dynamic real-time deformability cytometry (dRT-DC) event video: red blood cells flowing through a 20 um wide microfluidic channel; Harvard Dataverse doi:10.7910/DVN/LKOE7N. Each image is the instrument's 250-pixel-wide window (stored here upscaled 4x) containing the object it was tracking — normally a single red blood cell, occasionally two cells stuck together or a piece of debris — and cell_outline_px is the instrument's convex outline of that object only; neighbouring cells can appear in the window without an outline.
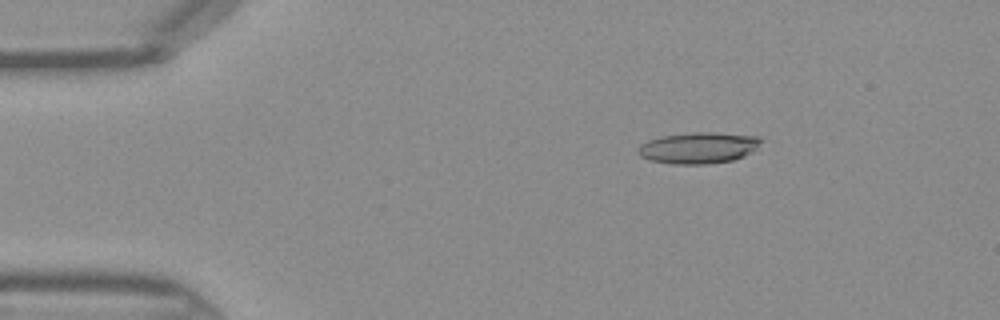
{"species": "Egyptian fruit bat (a non-hibernating species)", "species_latin": "Rousettus aegyptiacus", "temperature_condition": "warm", "stored_images_in_passage": 39, "camera_frame_rate_fps": 3000, "um_per_image_px": 0.085, "frame": {"image": 1, "passage_image": 1, "time_ms": 0.0, "image_size_px": [1000, 320], "cell_outline_px": [[764, 140], [752, 152], [744, 156], [732, 160], [708, 164], [672, 164], [648, 160], [640, 156], [636, 152], [636, 148], [640, 144], [648, 140], [660, 136], [692, 132], [716, 132], [756, 136]], "centroid_in_image_um": [59.33, 12.56], "position_along_channel_um": 25.7, "area_um2": 22.72}}
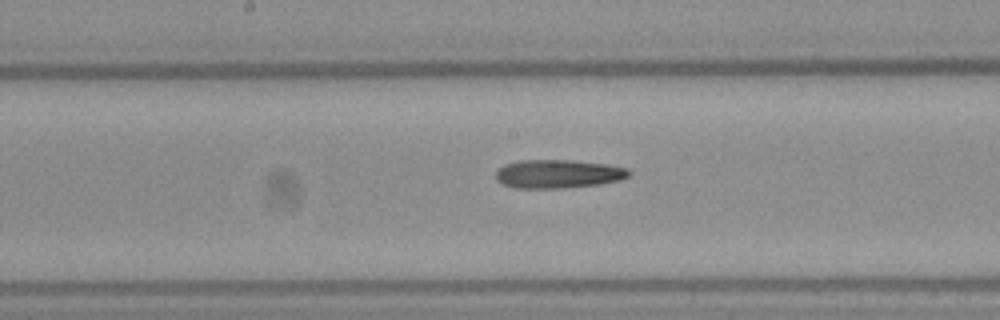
{"frame": {"image": 2, "passage_image": 17, "time_ms": 5.333, "image_size_px": [1000, 320], "cell_outline_px": [[632, 172], [628, 176], [620, 180], [600, 184], [560, 188], [512, 188], [500, 184], [496, 180], [496, 172], [504, 164], [520, 160], [572, 160], [604, 164], [628, 168]], "centroid_in_image_um": [47.41, 14.78], "position_along_channel_um": 200.8, "area_um2": 22.25}}
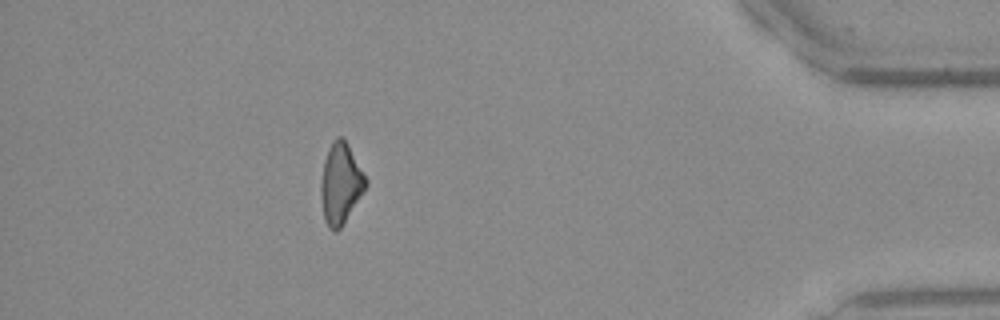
{"frame": {"image": 3, "passage_image": 34, "time_ms": 11.0, "image_size_px": [1000, 320], "cell_outline_px": [[368, 184], [340, 228], [336, 232], [332, 232], [328, 228], [324, 220], [320, 196], [320, 180], [324, 160], [328, 148], [332, 140], [336, 136], [344, 136], [368, 180]], "centroid_in_image_um": [28.93, 15.57], "position_along_channel_um": 406.3, "area_um2": 21.39}}